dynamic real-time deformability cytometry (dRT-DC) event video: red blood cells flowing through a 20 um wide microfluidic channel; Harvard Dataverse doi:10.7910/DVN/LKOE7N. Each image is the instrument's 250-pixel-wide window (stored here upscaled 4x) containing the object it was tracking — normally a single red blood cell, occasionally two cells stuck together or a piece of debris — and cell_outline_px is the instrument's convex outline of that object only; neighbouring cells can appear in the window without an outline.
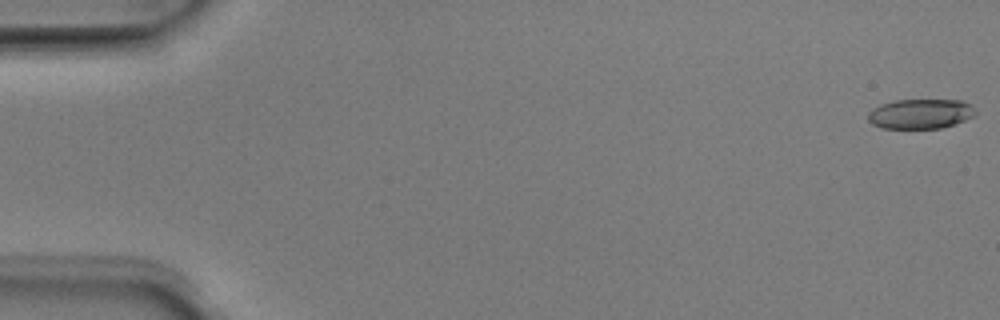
{"species": "Egyptian fruit bat (a non-hibernating species)", "species_latin": "Rousettus aegyptiacus", "temperature_condition": "room temperature", "stored_images_in_passage": 9, "camera_frame_rate_fps": 3000, "um_per_image_px": 0.085, "animal": {"sex": "male"}, "frame": {"image": 1, "passage_image": 1, "time_ms": 0.0, "image_size_px": [1000, 320], "cell_outline_px": [[976, 116], [940, 128], [880, 128], [872, 124], [868, 120], [868, 112], [872, 108], [880, 104], [896, 100], [960, 100], [972, 104], [976, 112]], "centroid_in_image_um": [78.23, 9.67], "position_along_channel_um": 6.8, "area_um2": 18.73}}